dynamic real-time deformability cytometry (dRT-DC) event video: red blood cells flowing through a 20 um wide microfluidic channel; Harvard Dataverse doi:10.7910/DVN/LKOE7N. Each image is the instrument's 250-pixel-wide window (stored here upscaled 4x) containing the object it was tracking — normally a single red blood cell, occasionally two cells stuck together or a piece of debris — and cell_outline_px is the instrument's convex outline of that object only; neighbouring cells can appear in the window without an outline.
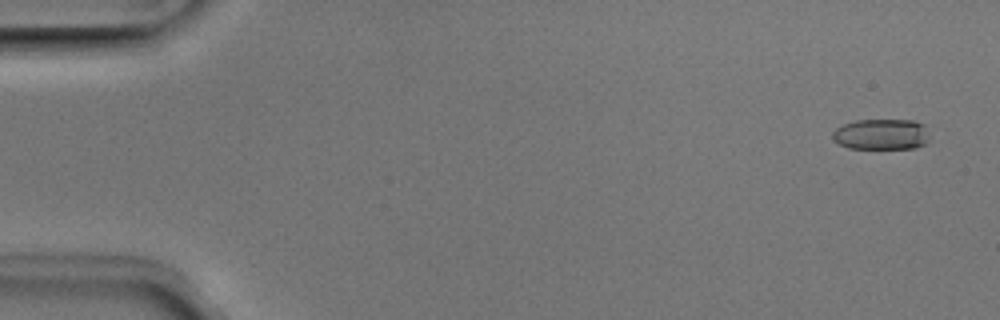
{"species": "Egyptian fruit bat (a non-hibernating species)", "species_latin": "Rousettus aegyptiacus", "temperature_condition": "room temperature", "stored_images_in_passage": 52, "camera_frame_rate_fps": 3000, "um_per_image_px": 0.085, "animal": {"sex": "male"}, "frame": {"image": 1, "passage_image": 3, "time_ms": 0.667, "image_size_px": [1000, 320], "cell_outline_px": [[928, 140], [924, 144], [916, 148], [848, 148], [832, 140], [832, 132], [836, 128], [844, 124], [856, 120], [916, 120], [924, 124]], "centroid_in_image_um": [74.89, 11.41], "position_along_channel_um": 10.1, "area_um2": 17.4}}
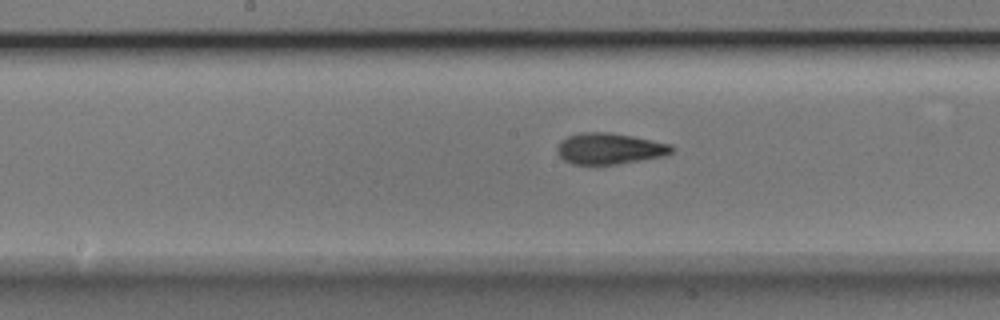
{"frame": {"image": 2, "passage_image": 27, "time_ms": 8.667, "image_size_px": [1000, 320], "cell_outline_px": [[676, 148], [672, 152], [664, 156], [616, 164], [572, 164], [564, 160], [556, 152], [556, 148], [568, 136], [580, 132], [608, 132], [632, 136], [672, 144]], "centroid_in_image_um": [51.83, 12.63], "position_along_channel_um": 196.4, "area_um2": 20.69}}
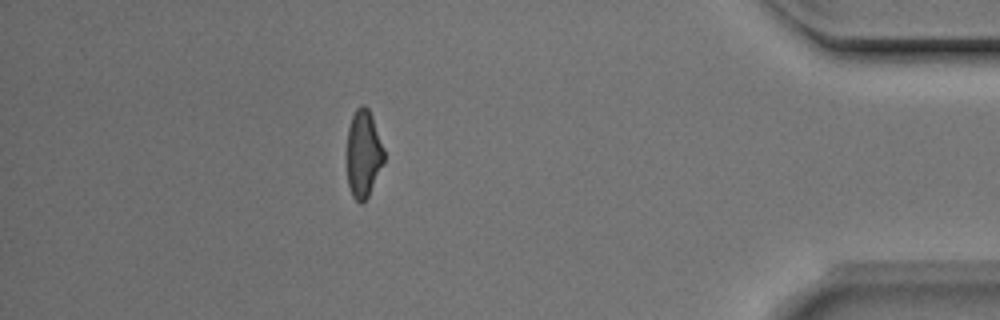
{"frame": {"image": 3, "passage_image": 46, "time_ms": 15.0, "image_size_px": [1000, 320], "cell_outline_px": [[384, 160], [368, 196], [364, 204], [360, 204], [352, 196], [348, 184], [348, 128], [352, 116], [356, 108], [360, 104], [364, 104], [368, 108], [372, 116], [384, 148]], "centroid_in_image_um": [30.89, 13.06], "position_along_channel_um": 404.3, "area_um2": 18.73}, "authors_computed_cell_mechanics": {"area_um2": 19.7098, "velocity_mm_per_s": 3.9885, "shape_relaxation_time_tau1_ms": 3.9133, "shape_relaxation_time_tau2_ms": 1.7531, "deformation_change_tau1": 0.1465, "deformation_change_tau2": 0.099}}